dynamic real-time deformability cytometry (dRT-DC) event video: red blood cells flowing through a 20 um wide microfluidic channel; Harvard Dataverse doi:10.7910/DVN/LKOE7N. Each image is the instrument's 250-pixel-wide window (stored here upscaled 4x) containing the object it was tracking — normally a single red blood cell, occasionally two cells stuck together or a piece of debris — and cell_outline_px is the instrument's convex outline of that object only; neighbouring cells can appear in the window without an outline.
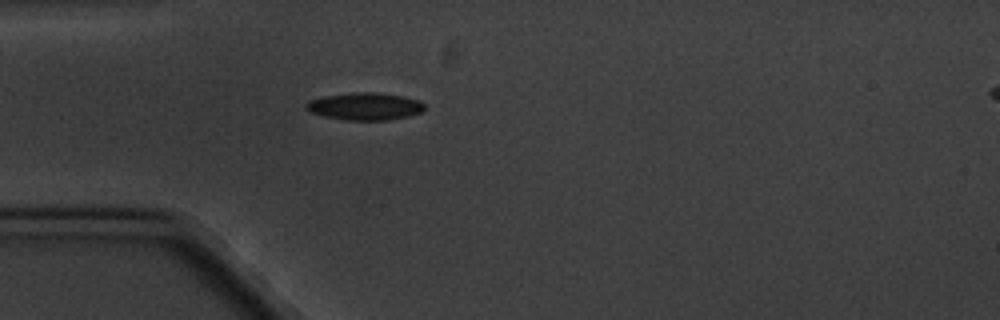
{"species": "common noctule bat (a hibernating species)", "species_latin": "Nyctalus noctula", "temperature_condition": "cold", "stored_images_in_passage": 1, "camera_frame_rate_fps": 3000, "um_per_image_px": 0.085, "animal": {"sex": "male", "body_mass_g": 20.1, "forearm_length_mm": 53.5}, "frame": {"image": 1, "passage_image": 1, "time_ms": 0.0, "image_size_px": [1000, 320], "cell_outline_px": [[424, 112], [408, 116], [388, 120], [348, 120], [324, 116], [308, 112], [304, 108], [304, 104], [308, 100], [324, 96], [352, 92], [372, 92], [404, 96], [420, 100], [424, 104]], "centroid_in_image_um": [31.0, 9.03], "position_along_channel_um": 54.0, "area_um2": 19.13}}